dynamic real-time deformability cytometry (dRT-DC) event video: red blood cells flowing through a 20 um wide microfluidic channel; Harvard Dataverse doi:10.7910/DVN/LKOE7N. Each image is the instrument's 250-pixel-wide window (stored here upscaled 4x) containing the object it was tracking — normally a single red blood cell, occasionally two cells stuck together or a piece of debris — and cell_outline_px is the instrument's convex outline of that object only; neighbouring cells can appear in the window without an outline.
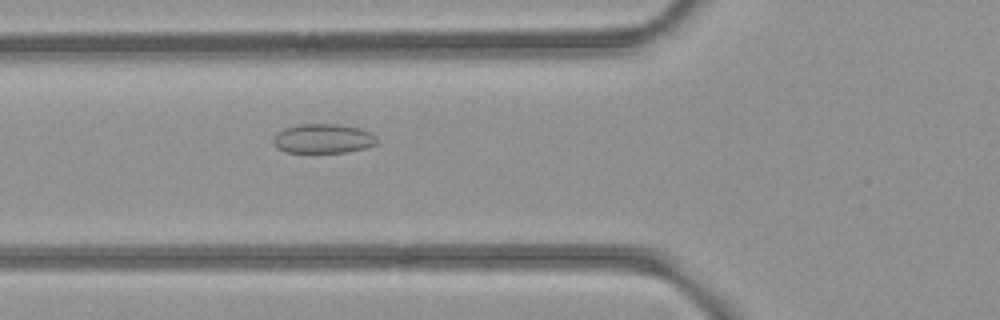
{"species": "common noctule bat (a hibernating species)", "species_latin": "Nyctalus noctula", "temperature_condition": "room temperature", "stored_images_in_passage": 48, "camera_frame_rate_fps": 3000, "um_per_image_px": 0.085, "animal": {"sex": "female", "body_mass_g": 21.9}, "frame": {"image": 1, "passage_image": 15, "time_ms": 4.667, "image_size_px": [1000, 320], "cell_outline_px": [[380, 140], [376, 144], [364, 148], [344, 152], [284, 152], [272, 140], [276, 132], [284, 128], [296, 124], [340, 124], [360, 128], [372, 132]], "centroid_in_image_um": [27.5, 11.76], "position_along_channel_um": 98.3, "area_um2": 17.86}}
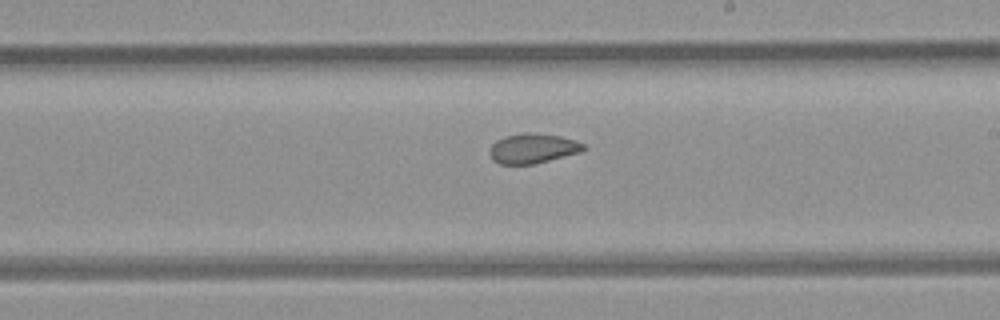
{"frame": {"image": 2, "passage_image": 26, "time_ms": 8.333, "image_size_px": [1000, 320], "cell_outline_px": [[588, 148], [580, 152], [532, 164], [500, 164], [492, 160], [488, 152], [492, 144], [496, 140], [504, 136], [524, 132], [560, 136], [576, 140], [584, 144]], "centroid_in_image_um": [45.26, 12.61], "position_along_channel_um": 243.7, "area_um2": 16.3}}
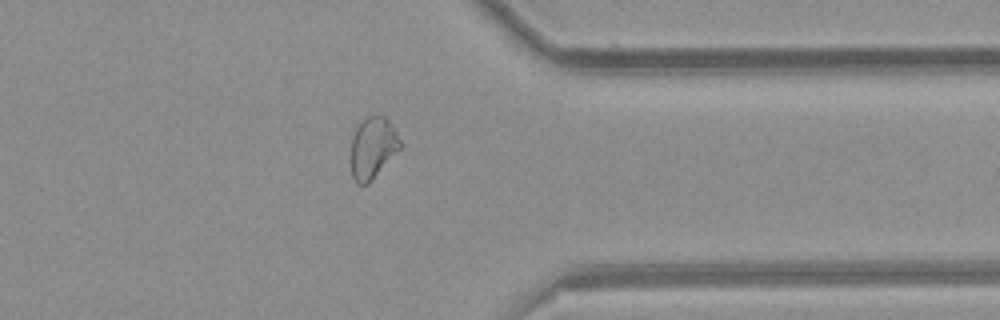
{"frame": {"image": 3, "passage_image": 37, "time_ms": 12.0, "image_size_px": [1000, 320], "cell_outline_px": [[404, 144], [368, 184], [356, 184], [352, 176], [352, 136], [360, 120], [368, 116], [384, 116], [388, 120]], "centroid_in_image_um": [31.69, 12.55], "position_along_channel_um": 379.7, "area_um2": 17.51}, "authors_computed_cell_mechanics": {"area_um2": 18.207, "velocity_mm_per_s": 3.9418, "shape_relaxation_time_tau1_ms": null, "shape_relaxation_time_tau2_ms": 1.5887, "deformation_change_tau1": null, "deformation_change_tau2": 0.068}}